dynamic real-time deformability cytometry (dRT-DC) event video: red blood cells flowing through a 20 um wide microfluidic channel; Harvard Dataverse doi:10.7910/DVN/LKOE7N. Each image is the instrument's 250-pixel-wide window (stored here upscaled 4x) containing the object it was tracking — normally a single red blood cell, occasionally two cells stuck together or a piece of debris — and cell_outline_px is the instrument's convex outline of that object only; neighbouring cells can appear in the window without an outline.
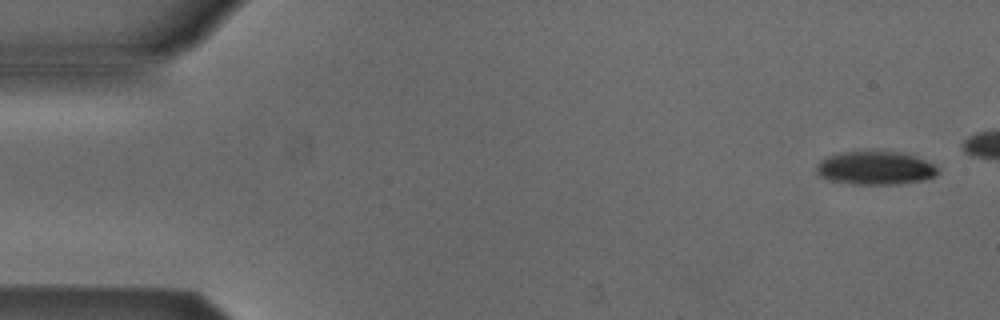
{"species": "Egyptian fruit bat (a non-hibernating species)", "species_latin": "Rousettus aegyptiacus", "temperature_condition": "cold", "stored_images_in_passage": 8, "camera_frame_rate_fps": 3000, "um_per_image_px": 0.085, "animal": {"sex": "male"}, "frame": {"image": 1, "passage_image": 1, "time_ms": 0.0, "image_size_px": [1000, 320], "cell_outline_px": [[940, 172], [936, 176], [924, 180], [896, 184], [852, 184], [828, 180], [820, 176], [816, 172], [816, 164], [820, 160], [828, 156], [840, 152], [904, 152], [916, 156], [932, 164]], "centroid_in_image_um": [74.38, 14.29], "position_along_channel_um": 10.6, "area_um2": 23.64}}
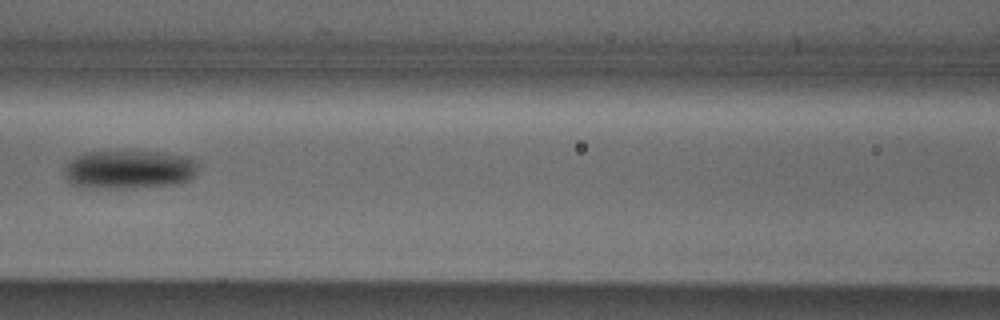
{"frame": {"image": 2, "passage_image": 7, "time_ms": 2.0, "image_size_px": [1000, 320], "cell_outline_px": [[196, 172], [188, 180], [180, 184], [128, 188], [84, 188], [72, 184], [68, 180], [68, 160], [76, 156], [88, 152], [124, 148], [164, 152], [184, 156], [196, 160]], "centroid_in_image_um": [10.99, 14.36], "position_along_channel_um": 155.6, "area_um2": 30.92}}